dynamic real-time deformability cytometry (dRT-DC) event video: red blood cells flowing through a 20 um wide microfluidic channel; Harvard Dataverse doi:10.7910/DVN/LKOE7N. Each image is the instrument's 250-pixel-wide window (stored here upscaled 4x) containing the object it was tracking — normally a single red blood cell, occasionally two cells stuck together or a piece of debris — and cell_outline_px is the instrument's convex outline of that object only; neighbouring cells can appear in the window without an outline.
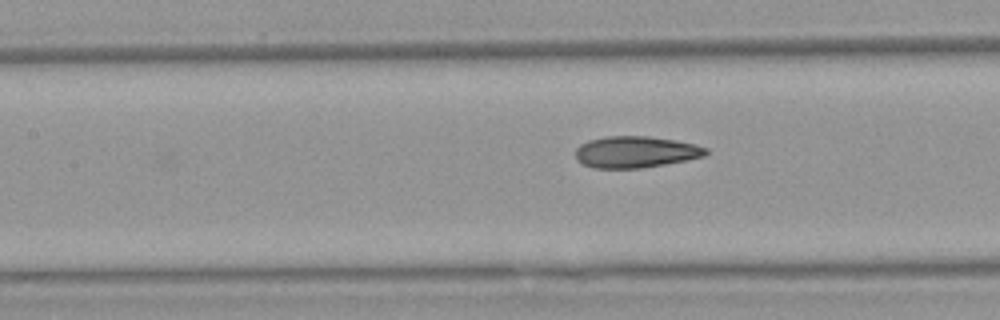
{"species": "Egyptian fruit bat (a non-hibernating species)", "species_latin": "Rousettus aegyptiacus", "temperature_condition": "warm", "stored_images_in_passage": 7, "camera_frame_rate_fps": 3000, "um_per_image_px": 0.085, "animal": {"sex": "female"}, "frame": {"image": 1, "passage_image": 7, "time_ms": 8.667, "image_size_px": [1000, 320], "cell_outline_px": [[708, 152], [704, 156], [664, 164], [640, 168], [592, 168], [576, 160], [576, 148], [580, 144], [588, 140], [608, 136], [648, 136], [676, 140], [696, 144], [708, 148]], "centroid_in_image_um": [54.01, 12.91], "position_along_channel_um": 153.4, "area_um2": 23.93}}